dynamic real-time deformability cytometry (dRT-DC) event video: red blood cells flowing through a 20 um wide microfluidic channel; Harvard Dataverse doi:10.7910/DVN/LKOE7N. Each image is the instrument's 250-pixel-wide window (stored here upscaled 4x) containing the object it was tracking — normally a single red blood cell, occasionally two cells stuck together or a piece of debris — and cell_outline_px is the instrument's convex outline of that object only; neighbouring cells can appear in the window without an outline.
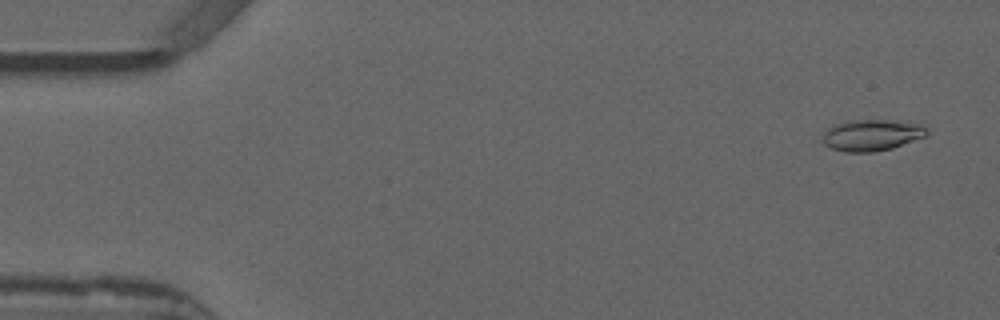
{"species": "common noctule bat (a hibernating species)", "species_latin": "Nyctalus noctula", "temperature_condition": "warm", "stored_images_in_passage": 32, "camera_frame_rate_fps": 3000, "um_per_image_px": 0.085, "animal": {"sex": "male", "forearm_length_mm": 52.5}, "frame": {"image": 1, "passage_image": 3, "time_ms": 0.667, "image_size_px": [1000, 320], "cell_outline_px": [[928, 132], [924, 136], [892, 148], [872, 152], [844, 152], [832, 148], [824, 144], [824, 132], [832, 124], [848, 120], [884, 120], [920, 124], [928, 128]], "centroid_in_image_um": [74.06, 11.48], "position_along_channel_um": 10.9, "area_um2": 18.84}}
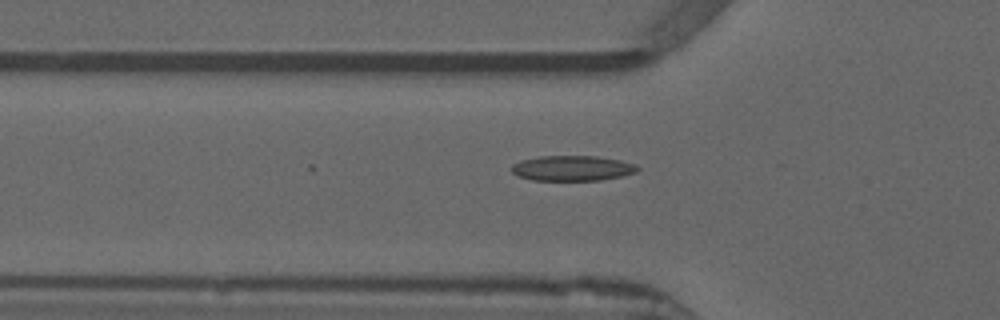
{"frame": {"image": 2, "passage_image": 18, "time_ms": 5.667, "image_size_px": [1000, 320], "cell_outline_px": [[640, 168], [636, 172], [620, 176], [600, 180], [532, 180], [520, 176], [512, 172], [512, 164], [520, 160], [540, 156], [596, 156], [620, 160], [636, 164]], "centroid_in_image_um": [48.65, 14.29], "position_along_channel_um": 77.2, "area_um2": 18.44}}
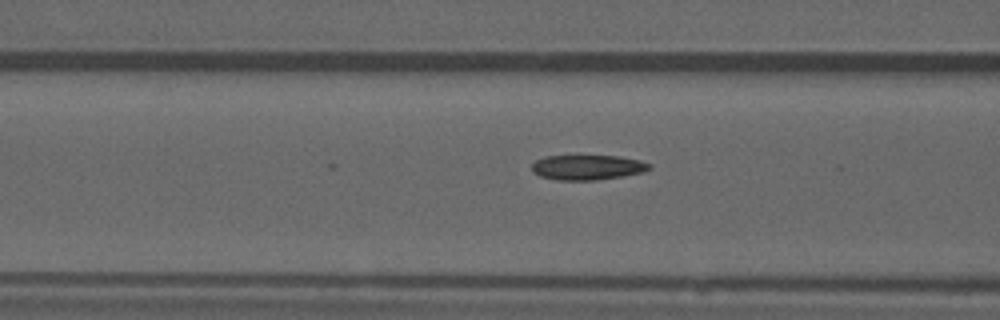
{"frame": {"image": 3, "passage_image": 21, "time_ms": 6.667, "image_size_px": [1000, 320], "cell_outline_px": [[652, 168], [644, 172], [596, 180], [556, 180], [540, 176], [532, 172], [532, 164], [536, 160], [544, 156], [620, 156], [640, 160], [652, 164]], "centroid_in_image_um": [49.94, 14.22], "position_along_channel_um": 116.7, "area_um2": 17.17}}